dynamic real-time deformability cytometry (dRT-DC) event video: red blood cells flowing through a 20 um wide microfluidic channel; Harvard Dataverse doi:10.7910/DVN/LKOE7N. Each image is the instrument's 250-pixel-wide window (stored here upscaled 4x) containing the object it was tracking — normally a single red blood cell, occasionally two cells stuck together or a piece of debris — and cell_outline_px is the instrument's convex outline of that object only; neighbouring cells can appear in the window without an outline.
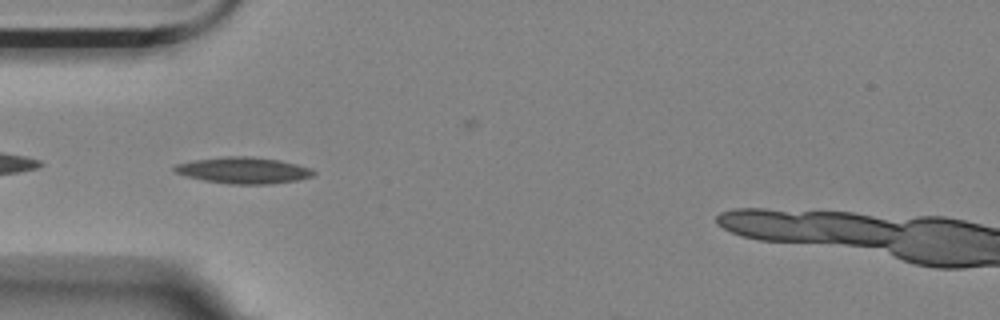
{"species": "Egyptian fruit bat (a non-hibernating species)", "species_latin": "Rousettus aegyptiacus", "temperature_condition": "room temperature", "stored_images_in_passage": 38, "camera_frame_rate_fps": 3000, "um_per_image_px": 0.085, "animal": {"sex": "female"}, "frame": {"image": 1, "passage_image": 2, "time_ms": 0.333, "image_size_px": [1000, 320], "cell_outline_px": [[316, 172], [312, 176], [296, 180], [272, 184], [232, 184], [204, 180], [188, 176], [176, 172], [172, 168], [176, 164], [196, 160], [228, 156], [252, 156], [276, 160], [296, 164], [312, 168]], "centroid_in_image_um": [20.72, 14.48], "position_along_channel_um": 64.3, "area_um2": 21.04}}
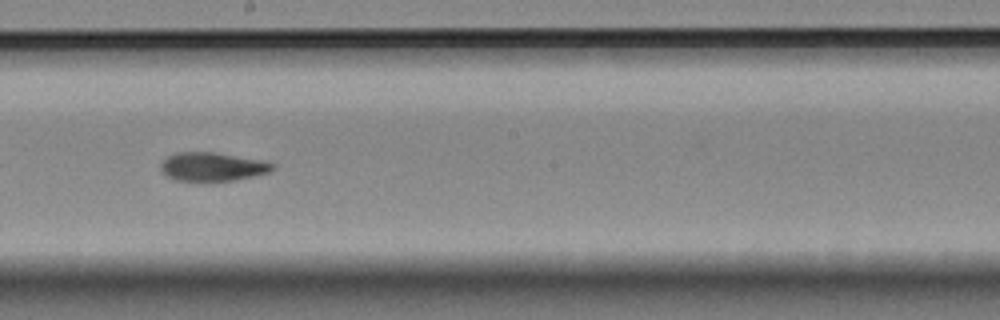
{"frame": {"image": 2, "passage_image": 16, "time_ms": 5.0, "image_size_px": [1000, 320], "cell_outline_px": [[276, 164], [268, 172], [236, 180], [176, 180], [168, 176], [160, 168], [160, 164], [168, 156], [176, 152], [212, 152], [264, 160]], "centroid_in_image_um": [18.06, 14.15], "position_along_channel_um": 230.1, "area_um2": 18.32}}
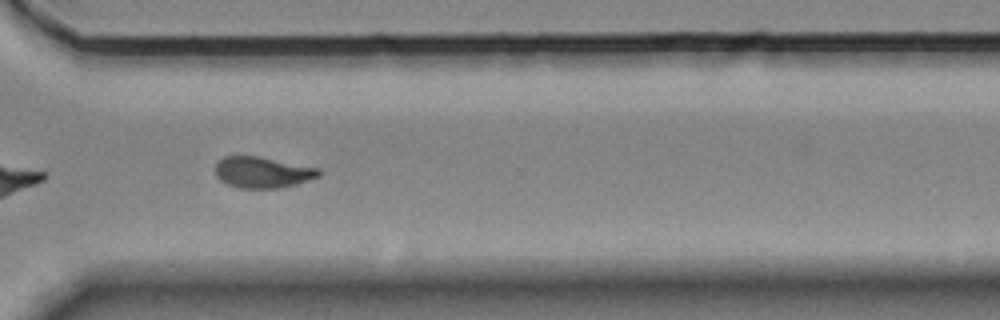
{"frame": {"image": 3, "passage_image": 26, "time_ms": 8.333, "image_size_px": [1000, 320], "cell_outline_px": [[320, 176], [296, 184], [280, 188], [240, 188], [228, 184], [220, 180], [216, 176], [216, 164], [224, 156], [256, 156], [320, 168]], "centroid_in_image_um": [22.32, 14.65], "position_along_channel_um": 348.3, "area_um2": 18.61}}